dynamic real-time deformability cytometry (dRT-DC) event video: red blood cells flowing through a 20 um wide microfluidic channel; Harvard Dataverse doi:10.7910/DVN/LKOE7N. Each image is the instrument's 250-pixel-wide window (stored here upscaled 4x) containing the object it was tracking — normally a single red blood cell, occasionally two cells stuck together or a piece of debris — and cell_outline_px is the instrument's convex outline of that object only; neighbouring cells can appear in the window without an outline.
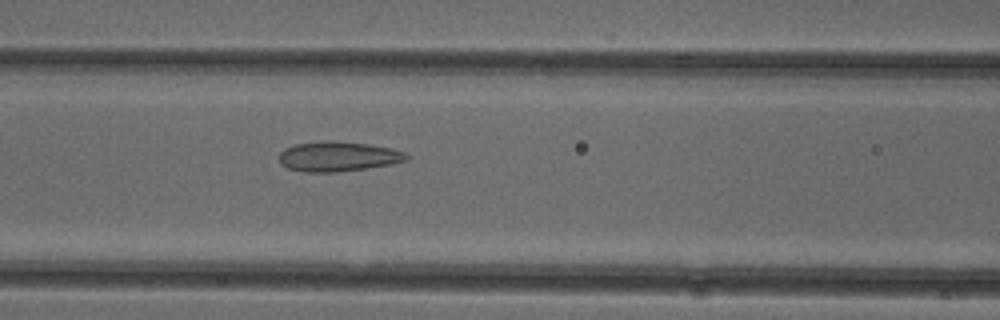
{"species": "common noctule bat (a hibernating species)", "species_latin": "Nyctalus noctula", "temperature_condition": "cold", "stored_images_in_passage": 52, "camera_frame_rate_fps": 3000, "um_per_image_px": 0.085, "animal": {"sex": "female"}, "frame": {"image": 1, "passage_image": 22, "time_ms": 7.0, "image_size_px": [1000, 320], "cell_outline_px": [[408, 160], [392, 164], [336, 172], [304, 172], [288, 168], [280, 164], [280, 152], [284, 148], [296, 144], [324, 140], [336, 140], [368, 144], [392, 148], [404, 152], [408, 156]], "centroid_in_image_um": [28.72, 13.29], "position_along_channel_um": 137.9, "area_um2": 22.25}}
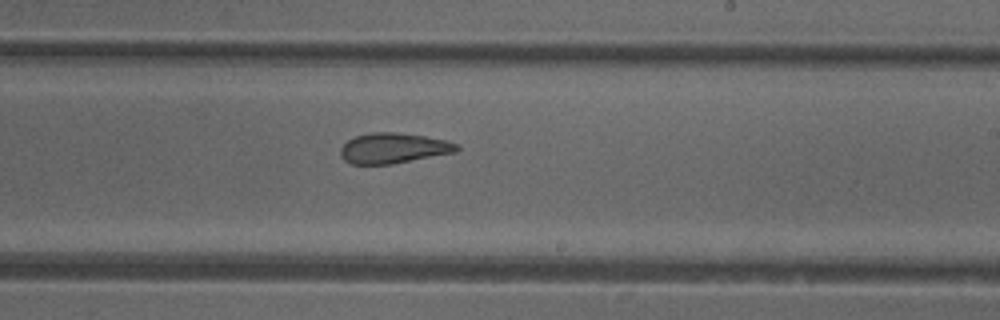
{"frame": {"image": 2, "passage_image": 31, "time_ms": 10.0, "image_size_px": [1000, 320], "cell_outline_px": [[460, 148], [456, 152], [392, 164], [352, 164], [344, 160], [340, 156], [340, 148], [348, 140], [356, 136], [368, 132], [396, 132], [424, 136], [448, 140], [460, 144]], "centroid_in_image_um": [33.46, 12.59], "position_along_channel_um": 255.5, "area_um2": 20.75}}
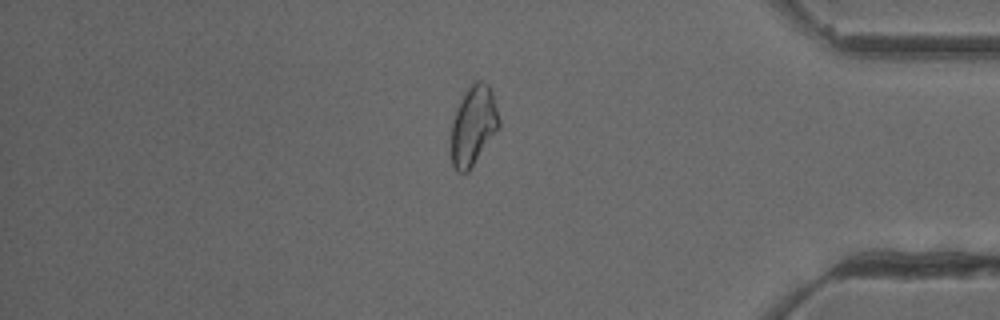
{"frame": {"image": 3, "passage_image": 44, "time_ms": 14.333, "image_size_px": [1000, 320], "cell_outline_px": [[500, 128], [468, 172], [456, 172], [452, 164], [452, 120], [456, 108], [464, 92], [476, 80], [480, 80], [488, 84], [492, 92], [500, 120]], "centroid_in_image_um": [40.25, 10.67], "position_along_channel_um": 395.0, "area_um2": 22.2}, "authors_computed_cell_mechanics": {"area_um2": 23.2934, "velocity_mm_per_s": 3.938, "shape_relaxation_time_tau1_ms": null, "shape_relaxation_time_tau2_ms": 1.814, "deformation_change_tau1": null, "deformation_change_tau2": 0.0814}}